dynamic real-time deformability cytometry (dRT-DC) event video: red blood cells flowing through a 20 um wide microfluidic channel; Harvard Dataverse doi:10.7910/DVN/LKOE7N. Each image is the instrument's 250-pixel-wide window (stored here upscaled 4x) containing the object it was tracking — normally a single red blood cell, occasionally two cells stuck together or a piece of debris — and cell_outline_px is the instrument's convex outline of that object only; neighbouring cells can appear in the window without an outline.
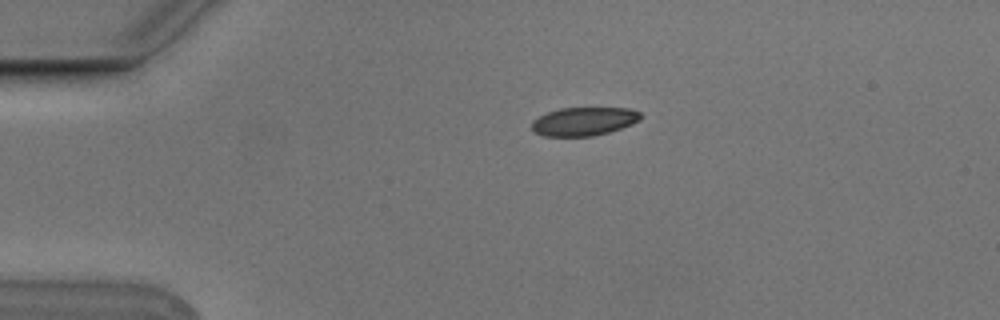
{"species": "Egyptian fruit bat (a non-hibernating species)", "species_latin": "Rousettus aegyptiacus", "temperature_condition": "cold", "stored_images_in_passage": 2, "camera_frame_rate_fps": 3000, "um_per_image_px": 0.085, "animal": {"sex": "male"}, "frame": {"image": 1, "passage_image": 1, "time_ms": 0.0, "image_size_px": [1000, 320], "cell_outline_px": [[640, 120], [632, 124], [608, 132], [592, 136], [544, 136], [532, 132], [532, 120], [548, 112], [560, 108], [628, 108], [640, 112]], "centroid_in_image_um": [49.6, 10.32], "position_along_channel_um": 35.4, "area_um2": 17.98}}